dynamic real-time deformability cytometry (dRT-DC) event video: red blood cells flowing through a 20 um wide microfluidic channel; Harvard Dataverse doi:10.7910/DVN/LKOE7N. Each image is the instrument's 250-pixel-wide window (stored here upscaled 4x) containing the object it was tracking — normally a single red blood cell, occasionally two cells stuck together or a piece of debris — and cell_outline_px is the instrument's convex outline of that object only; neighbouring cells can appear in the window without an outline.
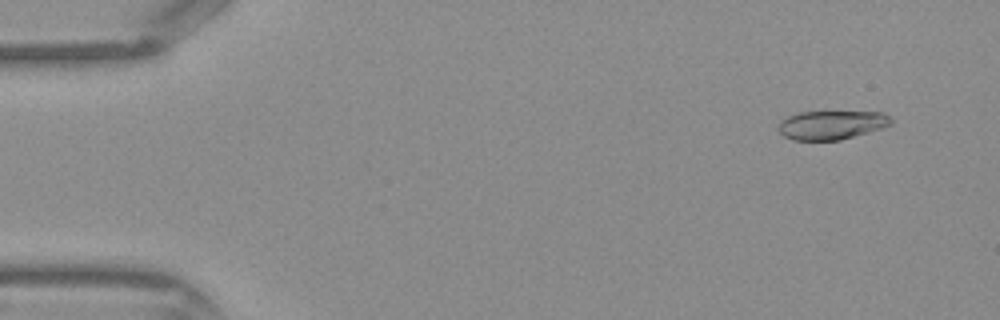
{"species": "Egyptian fruit bat (a non-hibernating species)", "species_latin": "Rousettus aegyptiacus", "temperature_condition": "warm", "stored_images_in_passage": 44, "camera_frame_rate_fps": 3000, "um_per_image_px": 0.085, "frame": {"image": 1, "passage_image": 4, "time_ms": 1.0, "image_size_px": [1000, 320], "cell_outline_px": [[892, 124], [868, 132], [840, 140], [792, 140], [784, 136], [776, 128], [780, 120], [788, 116], [800, 112], [884, 112], [892, 120]], "centroid_in_image_um": [70.64, 10.62], "position_along_channel_um": 14.4, "area_um2": 18.9}}
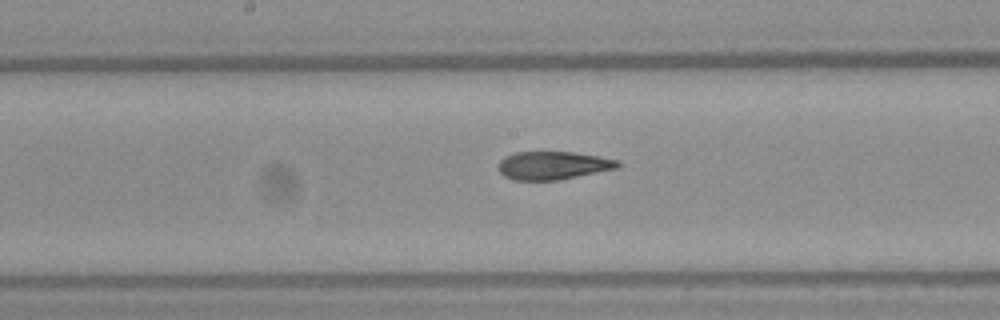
{"frame": {"image": 2, "passage_image": 23, "time_ms": 7.333, "image_size_px": [1000, 320], "cell_outline_px": [[620, 164], [616, 168], [556, 180], [512, 180], [504, 176], [500, 172], [500, 160], [504, 156], [516, 152], [572, 152], [600, 156], [620, 160]], "centroid_in_image_um": [46.99, 14.05], "position_along_channel_um": 201.2, "area_um2": 19.36}}
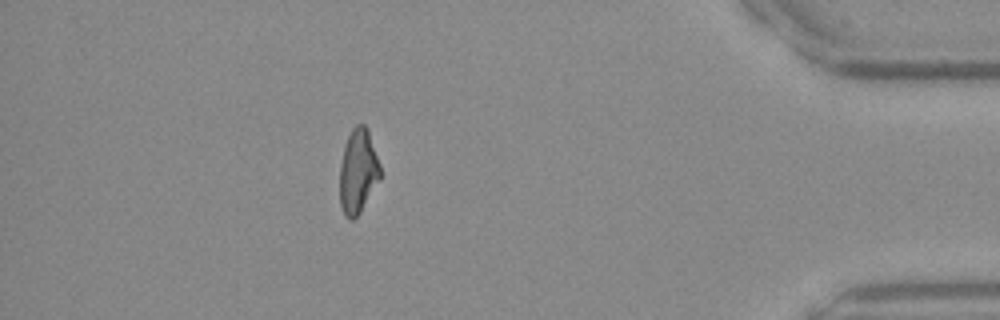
{"frame": {"image": 3, "passage_image": 39, "time_ms": 12.667, "image_size_px": [1000, 320], "cell_outline_px": [[380, 180], [360, 212], [352, 220], [348, 220], [344, 216], [340, 204], [340, 164], [344, 148], [348, 136], [352, 128], [356, 124], [364, 124], [368, 128], [380, 164]], "centroid_in_image_um": [30.43, 14.56], "position_along_channel_um": 404.8, "area_um2": 20.0}}